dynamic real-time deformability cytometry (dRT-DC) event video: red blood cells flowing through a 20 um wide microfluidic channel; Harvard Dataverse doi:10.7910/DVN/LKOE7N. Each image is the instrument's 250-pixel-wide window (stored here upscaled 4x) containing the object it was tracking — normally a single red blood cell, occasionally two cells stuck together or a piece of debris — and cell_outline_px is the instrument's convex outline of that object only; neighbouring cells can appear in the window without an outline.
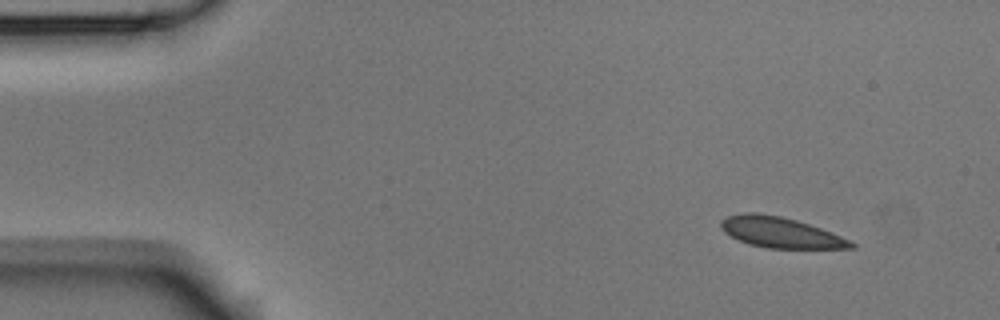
{"species": "Egyptian fruit bat (a non-hibernating species)", "species_latin": "Rousettus aegyptiacus", "temperature_condition": "room temperature", "stored_images_in_passage": 5, "camera_frame_rate_fps": 3000, "um_per_image_px": 0.085, "animal": {"sex": "male"}, "frame": {"image": 1, "passage_image": 1, "time_ms": 0.0, "image_size_px": [1000, 320], "cell_outline_px": [[856, 248], [768, 248], [748, 244], [724, 232], [720, 228], [720, 220], [728, 216], [744, 212], [756, 212], [780, 216], [796, 220], [832, 232], [856, 244]], "centroid_in_image_um": [66.31, 19.75], "position_along_channel_um": 18.7, "area_um2": 23.06}}
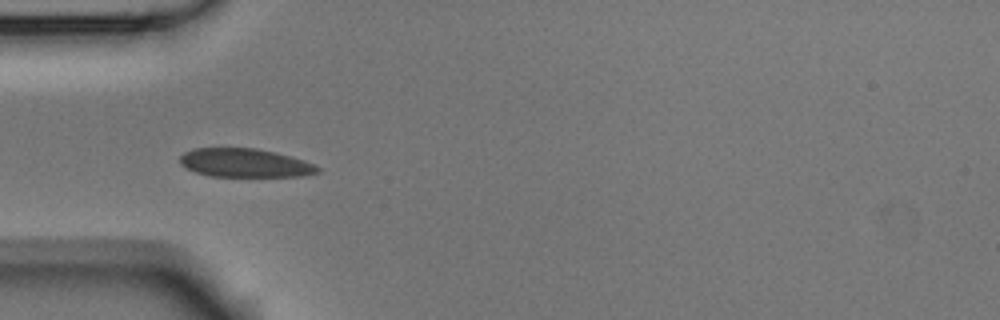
{"frame": {"image": 2, "passage_image": 4, "time_ms": 1.0, "image_size_px": [1000, 320], "cell_outline_px": [[320, 172], [304, 176], [208, 176], [196, 172], [180, 164], [180, 156], [184, 152], [192, 148], [256, 148], [304, 160], [320, 168]], "centroid_in_image_um": [20.79, 13.85], "position_along_channel_um": 64.2, "area_um2": 22.77}}
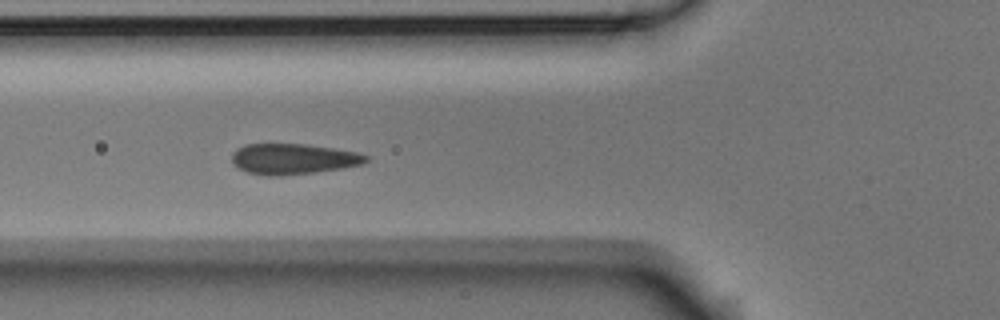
{"frame": {"image": 3, "passage_image": 5, "time_ms": 1.333, "image_size_px": [1000, 320], "cell_outline_px": [[368, 160], [364, 164], [340, 168], [312, 172], [280, 176], [268, 176], [248, 172], [232, 164], [232, 152], [236, 148], [244, 144], [304, 144], [332, 148], [356, 152], [368, 156]], "centroid_in_image_um": [24.88, 13.5], "position_along_channel_um": 100.9, "area_um2": 23.81}}